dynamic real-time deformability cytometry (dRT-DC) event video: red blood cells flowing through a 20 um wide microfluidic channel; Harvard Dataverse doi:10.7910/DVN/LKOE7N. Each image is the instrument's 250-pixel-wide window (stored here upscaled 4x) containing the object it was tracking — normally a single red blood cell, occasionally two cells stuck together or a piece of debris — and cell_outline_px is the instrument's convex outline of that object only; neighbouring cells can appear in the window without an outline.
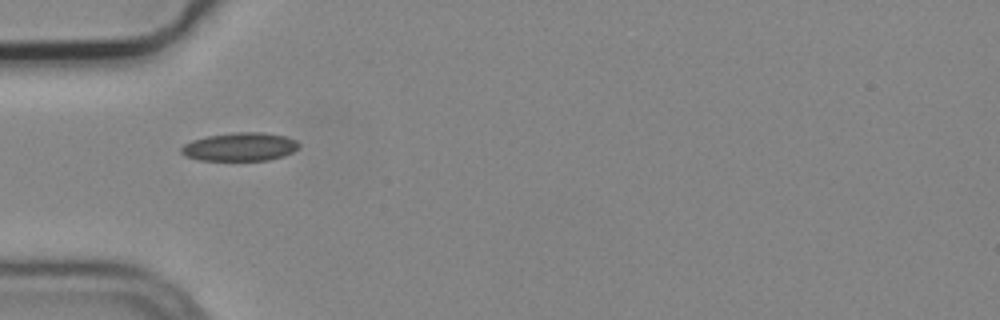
{"species": "common noctule bat (a hibernating species)", "species_latin": "Nyctalus noctula", "temperature_condition": "cold", "stored_images_in_passage": 5, "camera_frame_rate_fps": 3000, "um_per_image_px": 0.085, "animal": {"sex": "male", "body_mass_g": 19.2, "forearm_length_mm": 51.8}, "frame": {"image": 1, "passage_image": 1, "time_ms": 0.0, "image_size_px": [1000, 320], "cell_outline_px": [[300, 144], [292, 152], [284, 156], [268, 160], [200, 160], [184, 156], [180, 152], [180, 148], [184, 144], [192, 140], [208, 136], [232, 132], [264, 132], [284, 136], [296, 140]], "centroid_in_image_um": [20.37, 12.48], "position_along_channel_um": 64.6, "area_um2": 19.48}}
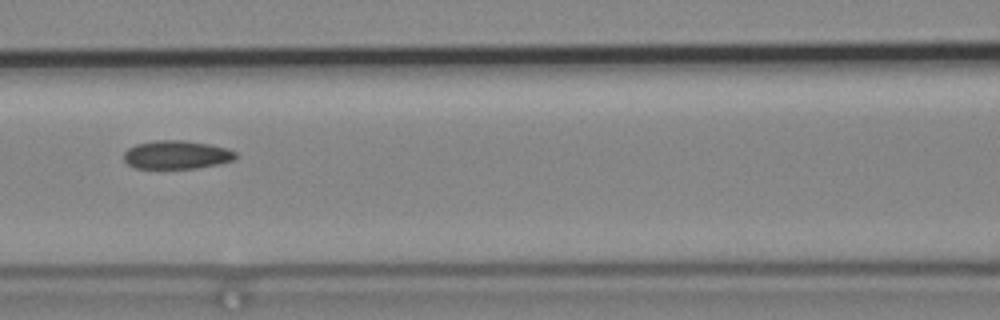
{"frame": {"image": 2, "passage_image": 3, "time_ms": 0.667, "image_size_px": [1000, 320], "cell_outline_px": [[236, 156], [232, 160], [220, 164], [196, 168], [132, 168], [124, 160], [124, 152], [128, 148], [136, 144], [156, 140], [184, 140], [212, 144], [228, 148], [236, 152]], "centroid_in_image_um": [15.01, 13.15], "position_along_channel_um": 151.6, "area_um2": 18.67}}
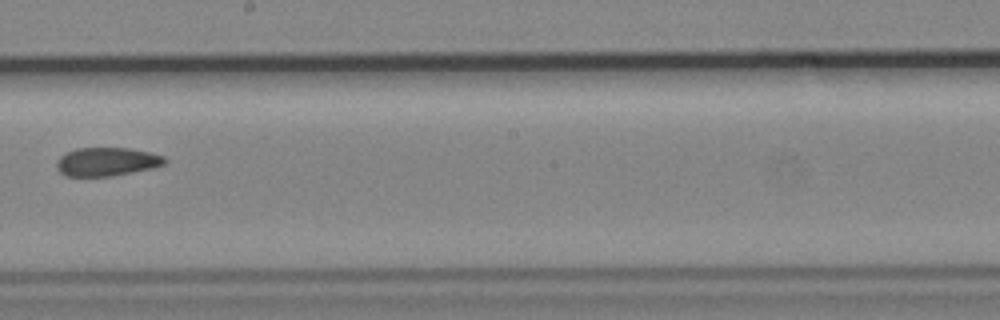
{"frame": {"image": 3, "passage_image": 5, "time_ms": 1.333, "image_size_px": [1000, 320], "cell_outline_px": [[168, 160], [164, 164], [152, 168], [112, 176], [64, 176], [56, 168], [56, 160], [60, 156], [76, 148], [128, 148], [148, 152], [164, 156]], "centroid_in_image_um": [9.05, 13.75], "position_along_channel_um": 239.1, "area_um2": 17.98}}